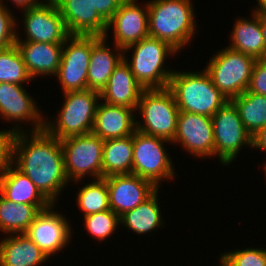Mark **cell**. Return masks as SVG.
<instances>
[{"instance_id":"f546056e","label":"cell","mask_w":266,"mask_h":266,"mask_svg":"<svg viewBox=\"0 0 266 266\" xmlns=\"http://www.w3.org/2000/svg\"><path fill=\"white\" fill-rule=\"evenodd\" d=\"M230 101L237 108L244 127L252 136L266 125V96L246 90Z\"/></svg>"},{"instance_id":"9a60e30c","label":"cell","mask_w":266,"mask_h":266,"mask_svg":"<svg viewBox=\"0 0 266 266\" xmlns=\"http://www.w3.org/2000/svg\"><path fill=\"white\" fill-rule=\"evenodd\" d=\"M137 1L124 0L108 21L104 37L108 42L112 39L113 43L122 49L149 36L147 0L141 3ZM109 33H113L112 36Z\"/></svg>"},{"instance_id":"60d3db41","label":"cell","mask_w":266,"mask_h":266,"mask_svg":"<svg viewBox=\"0 0 266 266\" xmlns=\"http://www.w3.org/2000/svg\"><path fill=\"white\" fill-rule=\"evenodd\" d=\"M256 6L253 5V8L251 12L260 13V12H266V0H256Z\"/></svg>"},{"instance_id":"44dd1931","label":"cell","mask_w":266,"mask_h":266,"mask_svg":"<svg viewBox=\"0 0 266 266\" xmlns=\"http://www.w3.org/2000/svg\"><path fill=\"white\" fill-rule=\"evenodd\" d=\"M29 75L55 77L61 62L63 44L16 41Z\"/></svg>"},{"instance_id":"cb8c5ba5","label":"cell","mask_w":266,"mask_h":266,"mask_svg":"<svg viewBox=\"0 0 266 266\" xmlns=\"http://www.w3.org/2000/svg\"><path fill=\"white\" fill-rule=\"evenodd\" d=\"M160 192L161 189L158 188L143 203L121 215L120 228L125 227L124 229L134 233L133 235H143V237L146 234L149 236L151 232H158L159 228L162 230L161 227L165 228L166 219L163 218V210H161V202H159Z\"/></svg>"},{"instance_id":"52a82bcc","label":"cell","mask_w":266,"mask_h":266,"mask_svg":"<svg viewBox=\"0 0 266 266\" xmlns=\"http://www.w3.org/2000/svg\"><path fill=\"white\" fill-rule=\"evenodd\" d=\"M168 144L172 145L171 141L135 130L132 173L151 181L161 189L166 181L170 183L177 179L172 156L166 148Z\"/></svg>"},{"instance_id":"d6986e66","label":"cell","mask_w":266,"mask_h":266,"mask_svg":"<svg viewBox=\"0 0 266 266\" xmlns=\"http://www.w3.org/2000/svg\"><path fill=\"white\" fill-rule=\"evenodd\" d=\"M122 59V48L112 42L108 43L104 36L92 35V51L87 71V89L100 93L107 85L114 68Z\"/></svg>"},{"instance_id":"2e32d148","label":"cell","mask_w":266,"mask_h":266,"mask_svg":"<svg viewBox=\"0 0 266 266\" xmlns=\"http://www.w3.org/2000/svg\"><path fill=\"white\" fill-rule=\"evenodd\" d=\"M171 143L173 146L182 147L186 153L200 161L204 158L214 159L212 117L179 111L177 131Z\"/></svg>"},{"instance_id":"d6a6232c","label":"cell","mask_w":266,"mask_h":266,"mask_svg":"<svg viewBox=\"0 0 266 266\" xmlns=\"http://www.w3.org/2000/svg\"><path fill=\"white\" fill-rule=\"evenodd\" d=\"M218 259L224 266H266V247L227 250Z\"/></svg>"},{"instance_id":"ab89813d","label":"cell","mask_w":266,"mask_h":266,"mask_svg":"<svg viewBox=\"0 0 266 266\" xmlns=\"http://www.w3.org/2000/svg\"><path fill=\"white\" fill-rule=\"evenodd\" d=\"M260 29L264 40V59H266V12H260Z\"/></svg>"},{"instance_id":"484cf974","label":"cell","mask_w":266,"mask_h":266,"mask_svg":"<svg viewBox=\"0 0 266 266\" xmlns=\"http://www.w3.org/2000/svg\"><path fill=\"white\" fill-rule=\"evenodd\" d=\"M250 17H235L227 47L244 53L256 60L264 59V40L260 29V13L251 12Z\"/></svg>"},{"instance_id":"ac0fdd59","label":"cell","mask_w":266,"mask_h":266,"mask_svg":"<svg viewBox=\"0 0 266 266\" xmlns=\"http://www.w3.org/2000/svg\"><path fill=\"white\" fill-rule=\"evenodd\" d=\"M70 35L104 36L108 22L90 0H54Z\"/></svg>"},{"instance_id":"8d00e7d4","label":"cell","mask_w":266,"mask_h":266,"mask_svg":"<svg viewBox=\"0 0 266 266\" xmlns=\"http://www.w3.org/2000/svg\"><path fill=\"white\" fill-rule=\"evenodd\" d=\"M124 0H90L97 12L108 22Z\"/></svg>"},{"instance_id":"7bdbcfd3","label":"cell","mask_w":266,"mask_h":266,"mask_svg":"<svg viewBox=\"0 0 266 266\" xmlns=\"http://www.w3.org/2000/svg\"><path fill=\"white\" fill-rule=\"evenodd\" d=\"M219 265L218 266H224L219 260H218Z\"/></svg>"},{"instance_id":"d590c367","label":"cell","mask_w":266,"mask_h":266,"mask_svg":"<svg viewBox=\"0 0 266 266\" xmlns=\"http://www.w3.org/2000/svg\"><path fill=\"white\" fill-rule=\"evenodd\" d=\"M248 91L266 96V59L255 62Z\"/></svg>"},{"instance_id":"83f0119b","label":"cell","mask_w":266,"mask_h":266,"mask_svg":"<svg viewBox=\"0 0 266 266\" xmlns=\"http://www.w3.org/2000/svg\"><path fill=\"white\" fill-rule=\"evenodd\" d=\"M40 212L34 205L13 203L0 193L1 235L25 233Z\"/></svg>"},{"instance_id":"8992f818","label":"cell","mask_w":266,"mask_h":266,"mask_svg":"<svg viewBox=\"0 0 266 266\" xmlns=\"http://www.w3.org/2000/svg\"><path fill=\"white\" fill-rule=\"evenodd\" d=\"M135 114L136 130L171 142L175 138L179 109L168 88L145 89Z\"/></svg>"},{"instance_id":"ffe728a7","label":"cell","mask_w":266,"mask_h":266,"mask_svg":"<svg viewBox=\"0 0 266 266\" xmlns=\"http://www.w3.org/2000/svg\"><path fill=\"white\" fill-rule=\"evenodd\" d=\"M135 110L99 102L91 133L101 139H115L130 136L136 130Z\"/></svg>"},{"instance_id":"836d02e7","label":"cell","mask_w":266,"mask_h":266,"mask_svg":"<svg viewBox=\"0 0 266 266\" xmlns=\"http://www.w3.org/2000/svg\"><path fill=\"white\" fill-rule=\"evenodd\" d=\"M0 4V49L9 48L16 43L17 15Z\"/></svg>"},{"instance_id":"3957f363","label":"cell","mask_w":266,"mask_h":266,"mask_svg":"<svg viewBox=\"0 0 266 266\" xmlns=\"http://www.w3.org/2000/svg\"><path fill=\"white\" fill-rule=\"evenodd\" d=\"M175 55L180 54L168 43L150 36L123 49L124 61L144 89L168 88L175 68L166 66V61Z\"/></svg>"},{"instance_id":"74e56055","label":"cell","mask_w":266,"mask_h":266,"mask_svg":"<svg viewBox=\"0 0 266 266\" xmlns=\"http://www.w3.org/2000/svg\"><path fill=\"white\" fill-rule=\"evenodd\" d=\"M264 152V156H266V125L260 128L253 136H252V150ZM266 158V157H265ZM261 168L266 166L265 162H262Z\"/></svg>"},{"instance_id":"f35d334b","label":"cell","mask_w":266,"mask_h":266,"mask_svg":"<svg viewBox=\"0 0 266 266\" xmlns=\"http://www.w3.org/2000/svg\"><path fill=\"white\" fill-rule=\"evenodd\" d=\"M8 1H10L12 4V8L14 6V8L19 9V10H24V9H28L30 7L36 6L38 4H40L41 2H43L44 0H0V4L4 5L6 8L8 9H12L10 7V4L8 5Z\"/></svg>"},{"instance_id":"30bf717a","label":"cell","mask_w":266,"mask_h":266,"mask_svg":"<svg viewBox=\"0 0 266 266\" xmlns=\"http://www.w3.org/2000/svg\"><path fill=\"white\" fill-rule=\"evenodd\" d=\"M104 140L93 133L61 140L64 170L68 181L102 178ZM88 178V179H87Z\"/></svg>"},{"instance_id":"f1b7e54d","label":"cell","mask_w":266,"mask_h":266,"mask_svg":"<svg viewBox=\"0 0 266 266\" xmlns=\"http://www.w3.org/2000/svg\"><path fill=\"white\" fill-rule=\"evenodd\" d=\"M86 181L80 180L71 183L73 186L79 184L76 192V203L78 211H81L83 215L82 217L102 212L105 210H110L109 207V194H108V186L105 178L95 179ZM81 183V184H80ZM85 183V184H84ZM83 186H80L82 185Z\"/></svg>"},{"instance_id":"7402d4cb","label":"cell","mask_w":266,"mask_h":266,"mask_svg":"<svg viewBox=\"0 0 266 266\" xmlns=\"http://www.w3.org/2000/svg\"><path fill=\"white\" fill-rule=\"evenodd\" d=\"M145 89L136 81L129 65L122 61L114 68L107 85L100 92L105 103L134 109L138 106Z\"/></svg>"},{"instance_id":"5b68a950","label":"cell","mask_w":266,"mask_h":266,"mask_svg":"<svg viewBox=\"0 0 266 266\" xmlns=\"http://www.w3.org/2000/svg\"><path fill=\"white\" fill-rule=\"evenodd\" d=\"M57 115H45L44 129L60 141L69 137L91 133L100 93L85 89L62 94Z\"/></svg>"},{"instance_id":"603a6c76","label":"cell","mask_w":266,"mask_h":266,"mask_svg":"<svg viewBox=\"0 0 266 266\" xmlns=\"http://www.w3.org/2000/svg\"><path fill=\"white\" fill-rule=\"evenodd\" d=\"M0 236V266H44L50 259L26 234Z\"/></svg>"},{"instance_id":"5bb4252c","label":"cell","mask_w":266,"mask_h":266,"mask_svg":"<svg viewBox=\"0 0 266 266\" xmlns=\"http://www.w3.org/2000/svg\"><path fill=\"white\" fill-rule=\"evenodd\" d=\"M91 51L92 35H70L65 40L55 76L62 94L87 89Z\"/></svg>"},{"instance_id":"4316f807","label":"cell","mask_w":266,"mask_h":266,"mask_svg":"<svg viewBox=\"0 0 266 266\" xmlns=\"http://www.w3.org/2000/svg\"><path fill=\"white\" fill-rule=\"evenodd\" d=\"M133 164V134L108 139L103 144L102 178L110 175L130 174Z\"/></svg>"},{"instance_id":"d4e9b609","label":"cell","mask_w":266,"mask_h":266,"mask_svg":"<svg viewBox=\"0 0 266 266\" xmlns=\"http://www.w3.org/2000/svg\"><path fill=\"white\" fill-rule=\"evenodd\" d=\"M0 193L13 203L34 205L40 211L52 205L33 182L13 164L0 177Z\"/></svg>"},{"instance_id":"7c38bea8","label":"cell","mask_w":266,"mask_h":266,"mask_svg":"<svg viewBox=\"0 0 266 266\" xmlns=\"http://www.w3.org/2000/svg\"><path fill=\"white\" fill-rule=\"evenodd\" d=\"M21 12L22 21L18 22L17 16L16 41L63 44L70 36L54 0H44ZM19 30L24 32V37Z\"/></svg>"},{"instance_id":"9c48e42d","label":"cell","mask_w":266,"mask_h":266,"mask_svg":"<svg viewBox=\"0 0 266 266\" xmlns=\"http://www.w3.org/2000/svg\"><path fill=\"white\" fill-rule=\"evenodd\" d=\"M27 86L0 82V118L5 124L13 123L8 128L16 133L36 132L45 127V113Z\"/></svg>"},{"instance_id":"e575fe53","label":"cell","mask_w":266,"mask_h":266,"mask_svg":"<svg viewBox=\"0 0 266 266\" xmlns=\"http://www.w3.org/2000/svg\"><path fill=\"white\" fill-rule=\"evenodd\" d=\"M16 132L4 127L0 130V177L13 164V150Z\"/></svg>"},{"instance_id":"4fadbf2b","label":"cell","mask_w":266,"mask_h":266,"mask_svg":"<svg viewBox=\"0 0 266 266\" xmlns=\"http://www.w3.org/2000/svg\"><path fill=\"white\" fill-rule=\"evenodd\" d=\"M58 206L60 205L52 204L41 211L24 233L50 260L63 252L62 250L69 248L74 236L72 233L75 232L71 219L68 220L63 211L58 212Z\"/></svg>"},{"instance_id":"4dcf8cb0","label":"cell","mask_w":266,"mask_h":266,"mask_svg":"<svg viewBox=\"0 0 266 266\" xmlns=\"http://www.w3.org/2000/svg\"><path fill=\"white\" fill-rule=\"evenodd\" d=\"M32 81L16 44L0 49V82L26 85Z\"/></svg>"},{"instance_id":"6da1fadb","label":"cell","mask_w":266,"mask_h":266,"mask_svg":"<svg viewBox=\"0 0 266 266\" xmlns=\"http://www.w3.org/2000/svg\"><path fill=\"white\" fill-rule=\"evenodd\" d=\"M13 165L23 172L52 204H58L59 198L64 195L62 191H66L70 184L64 170L61 141L45 129L16 133Z\"/></svg>"},{"instance_id":"277c9868","label":"cell","mask_w":266,"mask_h":266,"mask_svg":"<svg viewBox=\"0 0 266 266\" xmlns=\"http://www.w3.org/2000/svg\"><path fill=\"white\" fill-rule=\"evenodd\" d=\"M191 70L175 68L168 89L179 111L212 117L229 100L215 87L204 68Z\"/></svg>"},{"instance_id":"8fae6325","label":"cell","mask_w":266,"mask_h":266,"mask_svg":"<svg viewBox=\"0 0 266 266\" xmlns=\"http://www.w3.org/2000/svg\"><path fill=\"white\" fill-rule=\"evenodd\" d=\"M214 132V158L217 157L222 166L230 167L243 152L252 151V135L246 130L235 105L228 101L212 116Z\"/></svg>"},{"instance_id":"e0dca14e","label":"cell","mask_w":266,"mask_h":266,"mask_svg":"<svg viewBox=\"0 0 266 266\" xmlns=\"http://www.w3.org/2000/svg\"><path fill=\"white\" fill-rule=\"evenodd\" d=\"M108 186L109 207L119 217L147 200L158 188L136 174H118L105 177Z\"/></svg>"},{"instance_id":"ba28073f","label":"cell","mask_w":266,"mask_h":266,"mask_svg":"<svg viewBox=\"0 0 266 266\" xmlns=\"http://www.w3.org/2000/svg\"><path fill=\"white\" fill-rule=\"evenodd\" d=\"M209 57L204 66L215 87L230 101L248 90L257 61L225 46Z\"/></svg>"},{"instance_id":"7a4b0ae2","label":"cell","mask_w":266,"mask_h":266,"mask_svg":"<svg viewBox=\"0 0 266 266\" xmlns=\"http://www.w3.org/2000/svg\"><path fill=\"white\" fill-rule=\"evenodd\" d=\"M192 1L147 0L149 36L168 43L179 54L189 47L198 30Z\"/></svg>"},{"instance_id":"b9f144b4","label":"cell","mask_w":266,"mask_h":266,"mask_svg":"<svg viewBox=\"0 0 266 266\" xmlns=\"http://www.w3.org/2000/svg\"><path fill=\"white\" fill-rule=\"evenodd\" d=\"M262 170H264V174H265L264 177H265L266 176V166Z\"/></svg>"},{"instance_id":"1f68e13d","label":"cell","mask_w":266,"mask_h":266,"mask_svg":"<svg viewBox=\"0 0 266 266\" xmlns=\"http://www.w3.org/2000/svg\"><path fill=\"white\" fill-rule=\"evenodd\" d=\"M83 226L87 230V234L93 241L107 242L108 239L116 232H119L120 228V217L114 213L111 209L105 210L98 213H93L82 217ZM118 229V230H117Z\"/></svg>"}]
</instances>
